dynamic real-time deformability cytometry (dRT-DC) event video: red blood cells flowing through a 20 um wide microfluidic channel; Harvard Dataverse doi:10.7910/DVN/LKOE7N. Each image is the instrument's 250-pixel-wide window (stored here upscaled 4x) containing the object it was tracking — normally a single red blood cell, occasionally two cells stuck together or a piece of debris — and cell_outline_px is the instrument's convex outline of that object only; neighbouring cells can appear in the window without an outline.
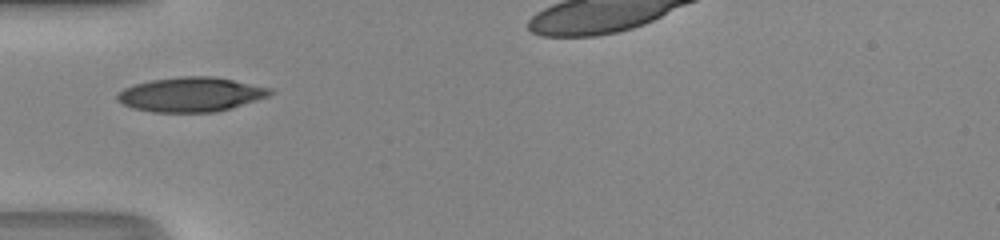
{"species": "human", "species_latin": "Homo sapiens", "temperature_condition": "room temperature", "stored_images_in_passage": 29, "camera_frame_rate_fps": 3000, "um_per_image_px": 0.085, "donor": {"sex": "male"}, "frame": {"image": 1, "passage_image": 1, "time_ms": 0.0, "image_size_px": [1000, 240], "cell_outline_px": [[276, 92], [268, 96], [232, 108], [216, 112], [152, 112], [132, 108], [116, 100], [116, 92], [124, 88], [136, 84], [152, 80], [180, 76], [212, 76], [272, 88]], "centroid_in_image_um": [16.22, 8.03], "position_along_channel_um": 68.8, "area_um2": 30.75}}
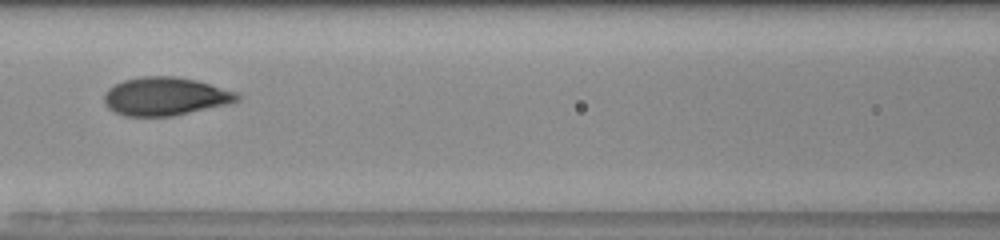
{"frame": {"image": 2, "passage_image": 7, "time_ms": 2.0, "image_size_px": [1000, 240], "cell_outline_px": [[240, 100], [232, 104], [172, 116], [124, 116], [108, 108], [104, 104], [104, 92], [108, 88], [124, 80], [140, 76], [176, 76], [196, 80], [236, 92], [240, 96]], "centroid_in_image_um": [14.06, 8.2], "position_along_channel_um": 152.5, "area_um2": 29.88}}
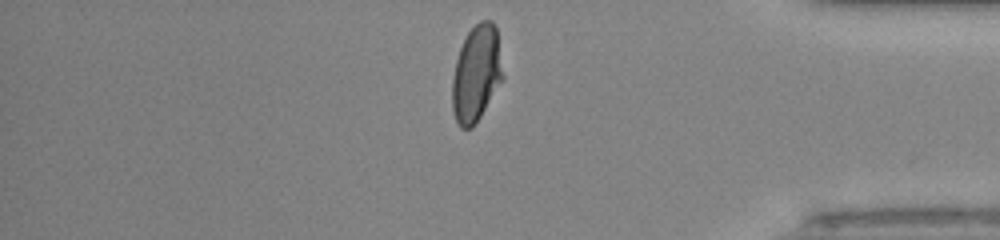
{"frame": {"image": 3, "passage_image": 26, "time_ms": 8.333, "image_size_px": [1000, 240], "cell_outline_px": [[504, 80], [472, 128], [460, 128], [456, 120], [452, 108], [452, 76], [456, 60], [460, 48], [468, 32], [480, 20], [492, 20], [496, 24], [504, 76]], "centroid_in_image_um": [40.51, 6.24], "position_along_channel_um": 394.7, "area_um2": 28.67}}